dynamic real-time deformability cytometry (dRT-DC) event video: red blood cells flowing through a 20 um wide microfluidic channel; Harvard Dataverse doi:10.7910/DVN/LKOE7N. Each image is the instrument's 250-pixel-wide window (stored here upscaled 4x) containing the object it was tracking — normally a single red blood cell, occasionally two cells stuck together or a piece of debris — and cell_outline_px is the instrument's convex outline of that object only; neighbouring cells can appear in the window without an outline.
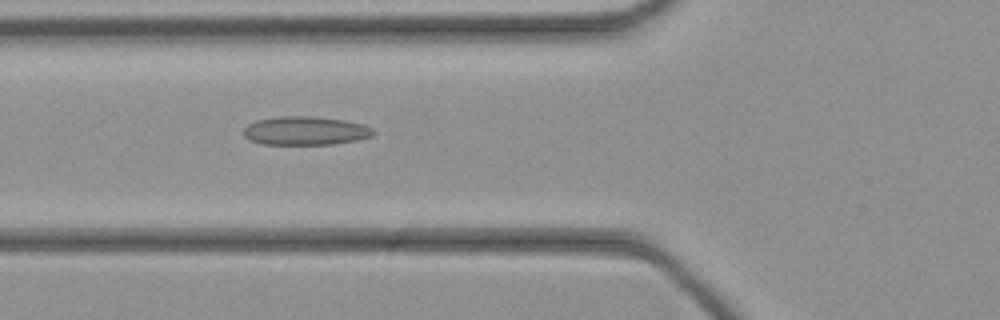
{"species": "common noctule bat (a hibernating species)", "species_latin": "Nyctalus noctula", "temperature_condition": "cold", "stored_images_in_passage": 44, "camera_frame_rate_fps": 3000, "um_per_image_px": 0.085, "animal": {"sex": "female", "body_mass_g": 21.9}, "frame": {"image": 1, "passage_image": 16, "time_ms": 5.0, "image_size_px": [1000, 320], "cell_outline_px": [[376, 132], [372, 136], [356, 140], [332, 144], [260, 144], [248, 140], [244, 136], [244, 128], [248, 124], [256, 120], [276, 116], [316, 116], [344, 120], [364, 124], [372, 128]], "centroid_in_image_um": [25.94, 11.1], "position_along_channel_um": 99.9, "area_um2": 21.85}}
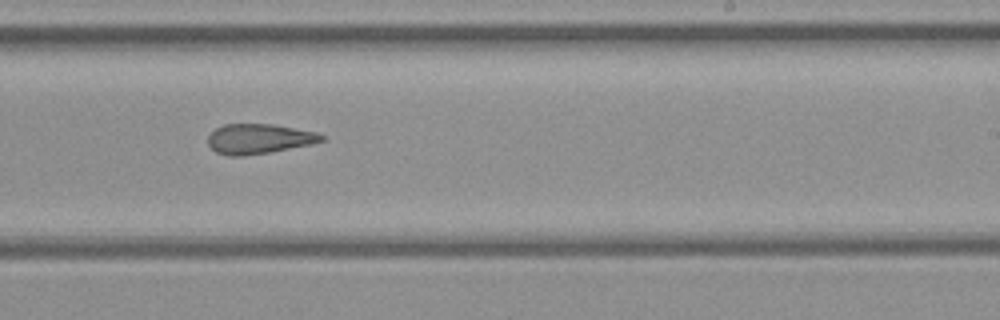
{"frame": {"image": 2, "passage_image": 27, "time_ms": 8.667, "image_size_px": [1000, 320], "cell_outline_px": [[324, 140], [312, 144], [272, 152], [244, 156], [228, 156], [216, 152], [208, 144], [208, 136], [216, 128], [224, 124], [272, 124], [316, 132], [324, 136]], "centroid_in_image_um": [22.0, 11.81], "position_along_channel_um": 267.0, "area_um2": 19.83}}
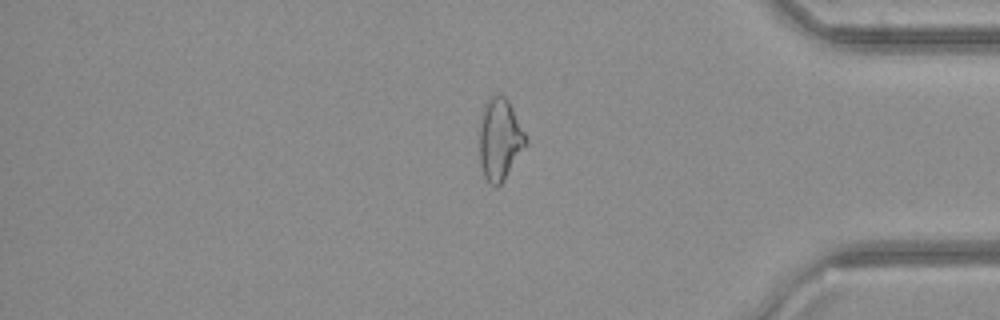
{"frame": {"image": 3, "passage_image": 37, "time_ms": 12.0, "image_size_px": [1000, 320], "cell_outline_px": [[528, 144], [504, 180], [496, 188], [484, 176], [480, 164], [480, 112], [488, 96], [492, 92], [500, 92], [508, 100], [528, 140]], "centroid_in_image_um": [42.47, 11.78], "position_along_channel_um": 392.7, "area_um2": 22.48}}